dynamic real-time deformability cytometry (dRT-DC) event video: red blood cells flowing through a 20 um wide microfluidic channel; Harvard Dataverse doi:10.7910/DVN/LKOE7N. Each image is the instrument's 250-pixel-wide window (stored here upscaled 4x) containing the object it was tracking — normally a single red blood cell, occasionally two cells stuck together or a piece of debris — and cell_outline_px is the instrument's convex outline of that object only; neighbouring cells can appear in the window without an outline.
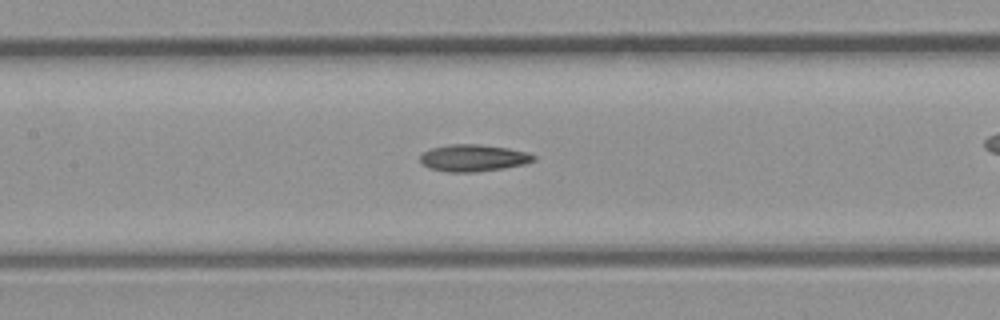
{"species": "common noctule bat (a hibernating species)", "species_latin": "Nyctalus noctula", "temperature_condition": "room temperature", "stored_images_in_passage": 32, "camera_frame_rate_fps": 3000, "um_per_image_px": 0.085, "animal": {"sex": "male", "body_mass_g": 23.1, "forearm_length_mm": 52.7}, "frame": {"image": 1, "passage_image": 19, "time_ms": 6.0, "image_size_px": [1000, 320], "cell_outline_px": [[536, 160], [524, 164], [504, 168], [476, 172], [448, 172], [428, 168], [420, 160], [420, 156], [424, 152], [432, 148], [448, 144], [480, 144], [508, 148], [528, 152], [536, 156]], "centroid_in_image_um": [40.25, 13.42], "position_along_channel_um": 167.1, "area_um2": 17.86}}
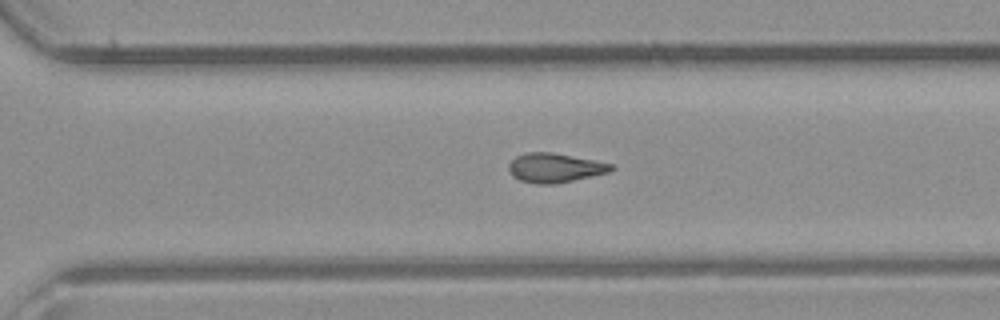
{"frame": {"image": 2, "passage_image": 28, "time_ms": 9.0, "image_size_px": [1000, 320], "cell_outline_px": [[616, 168], [612, 172], [556, 184], [536, 184], [520, 180], [512, 176], [508, 168], [508, 164], [516, 156], [528, 152], [552, 152], [612, 164]], "centroid_in_image_um": [47.18, 14.27], "position_along_channel_um": 323.4, "area_um2": 17.57}}